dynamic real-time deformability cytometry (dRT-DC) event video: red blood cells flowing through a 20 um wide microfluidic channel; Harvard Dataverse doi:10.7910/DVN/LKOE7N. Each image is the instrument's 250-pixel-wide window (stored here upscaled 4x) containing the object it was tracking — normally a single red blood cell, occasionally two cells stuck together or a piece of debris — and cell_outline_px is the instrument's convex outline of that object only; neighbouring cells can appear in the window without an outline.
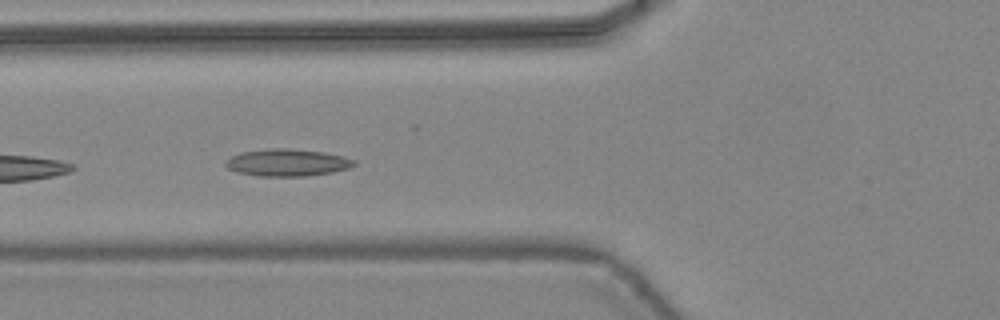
{"species": "common noctule bat (a hibernating species)", "species_latin": "Nyctalus noctula", "temperature_condition": "warm", "stored_images_in_passage": 32, "camera_frame_rate_fps": 3000, "um_per_image_px": 0.085, "animal": {"sex": "female", "body_mass_g": 24.6, "forearm_length_mm": 56.2}, "frame": {"image": 1, "passage_image": 4, "time_ms": 1.0, "image_size_px": [1000, 320], "cell_outline_px": [[356, 164], [348, 168], [332, 172], [304, 176], [260, 176], [236, 172], [228, 168], [224, 164], [232, 156], [244, 152], [272, 148], [288, 148], [324, 152], [344, 156], [356, 160]], "centroid_in_image_um": [24.45, 13.82], "position_along_channel_um": 101.3, "area_um2": 20.17}}
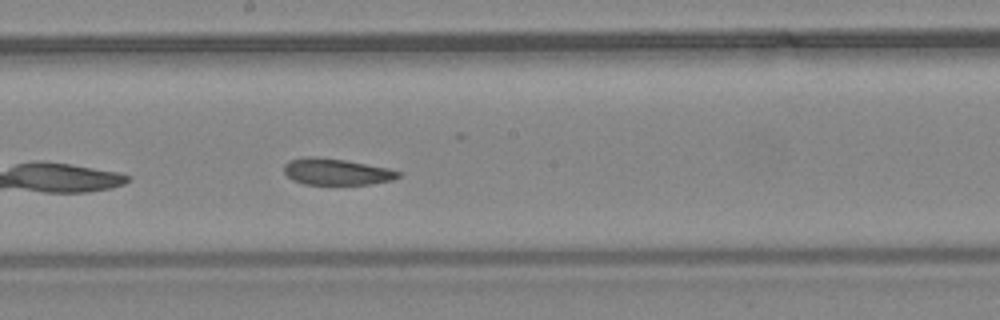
{"frame": {"image": 2, "passage_image": 12, "time_ms": 3.667, "image_size_px": [1000, 320], "cell_outline_px": [[400, 176], [392, 180], [368, 184], [304, 184], [292, 180], [284, 172], [284, 164], [288, 160], [304, 156], [316, 156], [344, 160], [388, 168], [400, 172]], "centroid_in_image_um": [28.54, 14.59], "position_along_channel_um": 219.7, "area_um2": 17.57}}
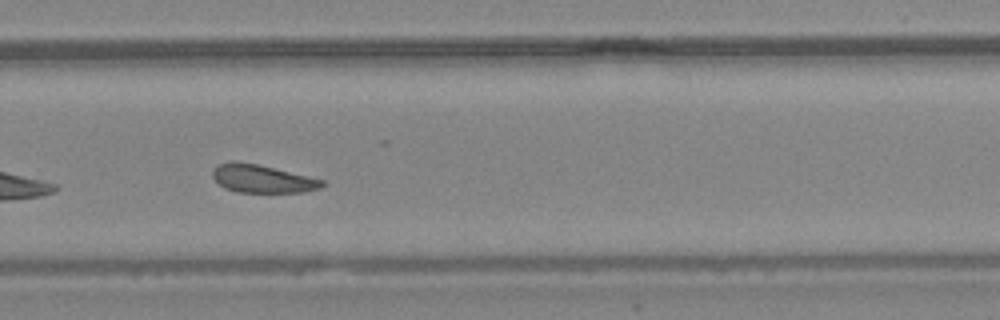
{"frame": {"image": 3, "passage_image": 18, "time_ms": 5.667, "image_size_px": [1000, 320], "cell_outline_px": [[324, 184], [320, 188], [304, 192], [236, 192], [224, 188], [212, 176], [212, 168], [220, 164], [232, 160], [256, 164], [308, 176], [324, 180]], "centroid_in_image_um": [22.26, 15.19], "position_along_channel_um": 307.5, "area_um2": 17.74}, "authors_computed_cell_mechanics": {"area_um2": 18.5538, "velocity_mm_per_s": 4.4264, "shape_relaxation_time_tau1_ms": null, "shape_relaxation_time_tau2_ms": 2.7536, "deformation_change_tau1": null, "deformation_change_tau2": 0.0982}}